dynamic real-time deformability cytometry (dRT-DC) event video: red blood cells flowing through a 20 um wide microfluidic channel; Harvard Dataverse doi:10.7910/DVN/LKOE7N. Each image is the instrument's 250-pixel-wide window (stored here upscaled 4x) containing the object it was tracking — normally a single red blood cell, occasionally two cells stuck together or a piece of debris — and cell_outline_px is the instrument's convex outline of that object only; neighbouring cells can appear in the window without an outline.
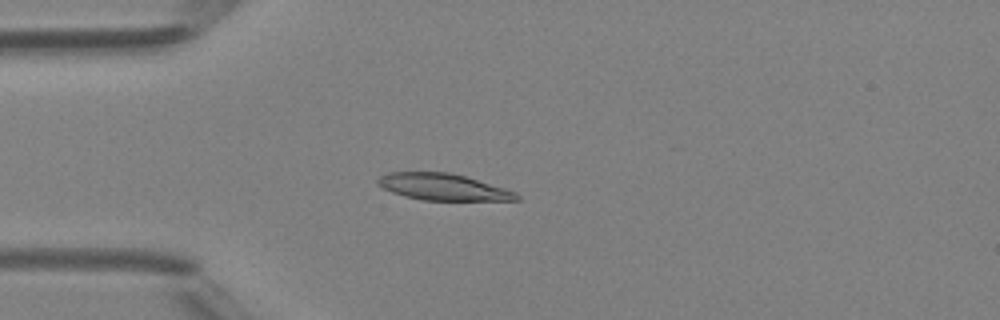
{"species": "Egyptian fruit bat (a non-hibernating species)", "species_latin": "Rousettus aegyptiacus", "temperature_condition": "room temperature", "stored_images_in_passage": 5, "camera_frame_rate_fps": 3000, "um_per_image_px": 0.085, "animal": {"sex": "female"}, "frame": {"image": 1, "passage_image": 4, "time_ms": 3.667, "image_size_px": [1000, 320], "cell_outline_px": [[520, 200], [424, 200], [404, 196], [380, 188], [376, 184], [376, 180], [380, 176], [388, 172], [448, 172], [464, 176], [504, 188], [516, 192], [520, 196]], "centroid_in_image_um": [37.6, 15.89], "position_along_channel_um": 47.4, "area_um2": 21.44}}